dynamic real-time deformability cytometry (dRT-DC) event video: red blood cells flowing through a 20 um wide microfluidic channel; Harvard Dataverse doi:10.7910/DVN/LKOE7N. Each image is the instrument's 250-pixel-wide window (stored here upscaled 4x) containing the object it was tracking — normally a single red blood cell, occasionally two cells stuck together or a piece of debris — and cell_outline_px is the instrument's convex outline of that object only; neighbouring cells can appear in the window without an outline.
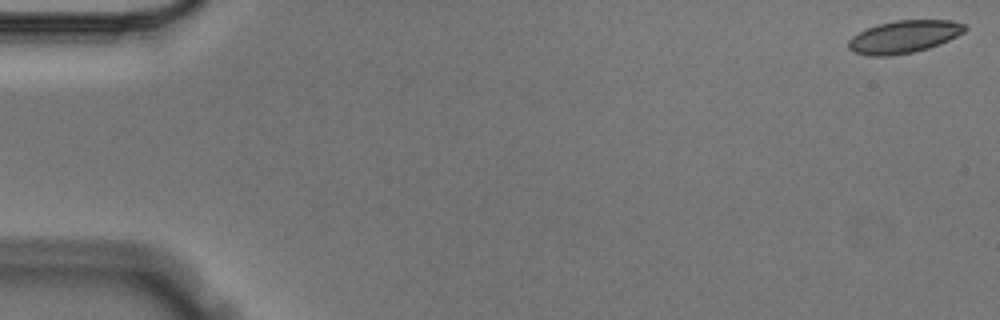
{"species": "Egyptian fruit bat (a non-hibernating species)", "species_latin": "Rousettus aegyptiacus", "temperature_condition": "cold", "stored_images_in_passage": 5, "camera_frame_rate_fps": 3000, "um_per_image_px": 0.085, "animal": {"sex": "male"}, "frame": {"image": 1, "passage_image": 1, "time_ms": 0.0, "image_size_px": [1000, 320], "cell_outline_px": [[968, 28], [964, 32], [940, 44], [928, 48], [912, 52], [888, 56], [868, 56], [852, 52], [848, 48], [848, 40], [852, 36], [876, 24], [896, 20], [952, 20], [964, 24]], "centroid_in_image_um": [76.82, 3.12], "position_along_channel_um": 8.2, "area_um2": 22.14}}
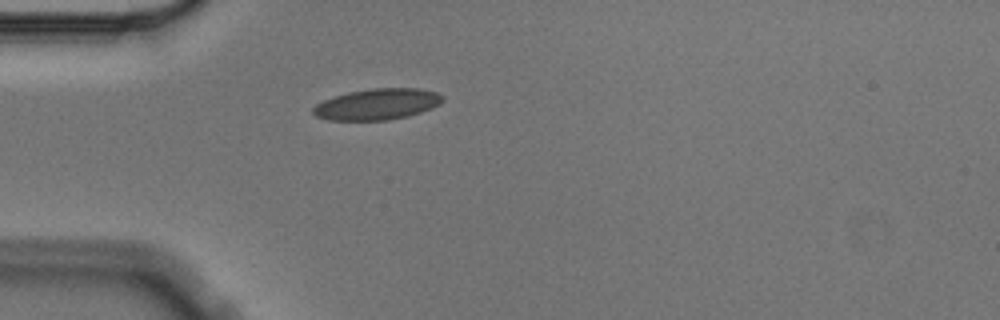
{"frame": {"image": 2, "passage_image": 5, "time_ms": 1.333, "image_size_px": [1000, 320], "cell_outline_px": [[444, 100], [440, 104], [432, 108], [408, 116], [388, 120], [328, 120], [316, 116], [312, 112], [312, 108], [316, 104], [324, 100], [348, 92], [372, 88], [420, 88], [436, 92], [444, 96]], "centroid_in_image_um": [32.09, 8.85], "position_along_channel_um": 52.9, "area_um2": 23.52}}